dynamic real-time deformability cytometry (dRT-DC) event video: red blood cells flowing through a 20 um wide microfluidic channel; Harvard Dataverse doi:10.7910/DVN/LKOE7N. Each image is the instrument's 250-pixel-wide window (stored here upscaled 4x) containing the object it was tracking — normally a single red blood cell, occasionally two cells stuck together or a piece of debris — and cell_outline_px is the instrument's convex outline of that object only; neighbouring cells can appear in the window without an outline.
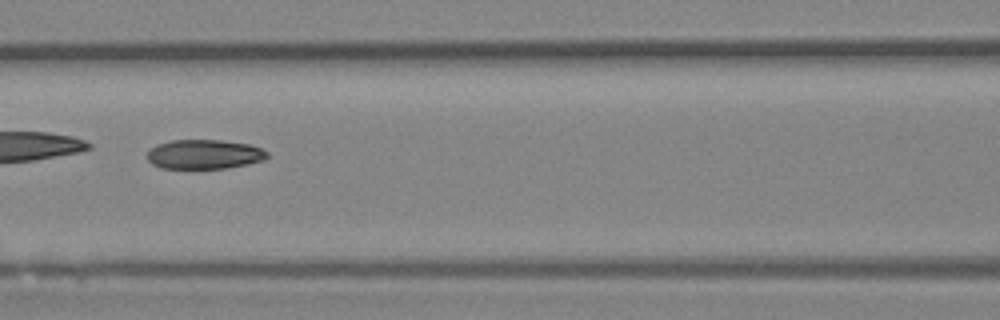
{"species": "Egyptian fruit bat (a non-hibernating species)", "species_latin": "Rousettus aegyptiacus", "temperature_condition": "room temperature", "stored_images_in_passage": 47, "camera_frame_rate_fps": 3000, "um_per_image_px": 0.085, "animal": {"sex": "female"}, "frame": {"image": 1, "passage_image": 21, "time_ms": 6.667, "image_size_px": [1000, 320], "cell_outline_px": [[268, 156], [264, 160], [248, 164], [224, 168], [160, 168], [152, 164], [148, 160], [148, 152], [156, 144], [172, 140], [220, 140], [248, 144], [260, 148], [268, 152]], "centroid_in_image_um": [17.36, 13.11], "position_along_channel_um": 149.2, "area_um2": 20.46}, "authors_computed_cell_mechanics": {"area_um2": 22.1952, "velocity_mm_per_s": 4.1354, "shape_relaxation_time_tau1_ms": 4.3806, "shape_relaxation_time_tau2_ms": 2.7516, "deformation_change_tau1": 0.1369, "deformation_change_tau2": 0.0762}}